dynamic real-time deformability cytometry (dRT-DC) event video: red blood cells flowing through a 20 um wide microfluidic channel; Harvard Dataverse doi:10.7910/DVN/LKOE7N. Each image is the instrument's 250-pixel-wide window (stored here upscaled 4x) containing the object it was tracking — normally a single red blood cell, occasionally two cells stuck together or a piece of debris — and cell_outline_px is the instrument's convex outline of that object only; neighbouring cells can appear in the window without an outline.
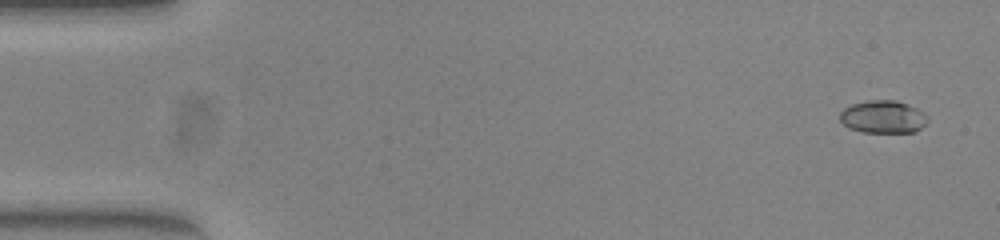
{"species": "common noctule bat (a hibernating species)", "species_latin": "Nyctalus noctula", "temperature_condition": "warm", "stored_images_in_passage": 53, "camera_frame_rate_fps": 3000, "um_per_image_px": 0.085, "animal": {"sex": "female", "body_mass_g": 23.0, "forearm_length_mm": 53.4}, "frame": {"image": 1, "passage_image": 3, "time_ms": 0.667, "image_size_px": [1000, 240], "cell_outline_px": [[928, 120], [916, 132], [864, 132], [848, 128], [840, 120], [840, 112], [844, 108], [852, 104], [868, 100], [896, 100], [908, 104], [924, 112], [928, 116]], "centroid_in_image_um": [75.06, 9.93], "position_along_channel_um": 9.9, "area_um2": 16.76}}
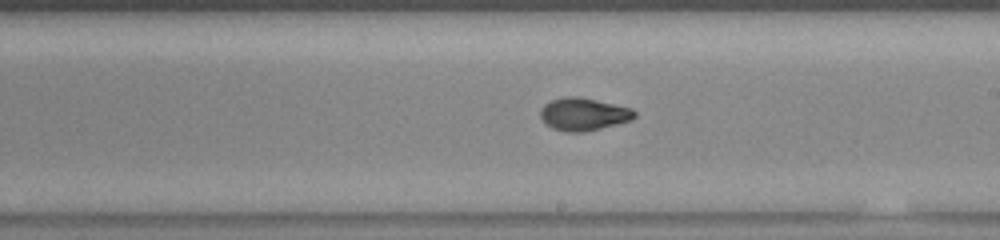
{"frame": {"image": 2, "passage_image": 31, "time_ms": 10.0, "image_size_px": [1000, 240], "cell_outline_px": [[636, 116], [632, 120], [584, 132], [564, 132], [552, 128], [544, 124], [540, 116], [540, 108], [544, 104], [552, 100], [564, 96], [576, 96], [596, 100], [632, 108], [636, 112]], "centroid_in_image_um": [49.57, 9.71], "position_along_channel_um": 239.4, "area_um2": 18.03}}
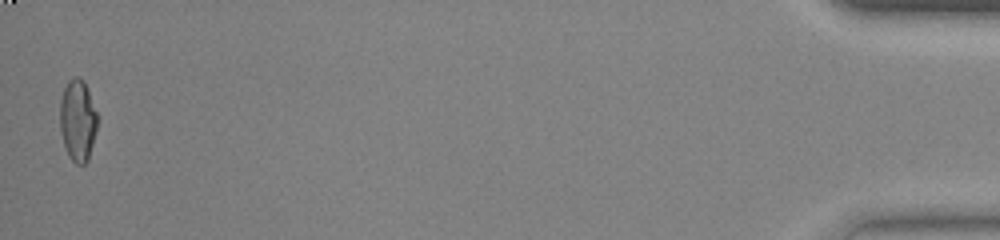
{"frame": {"image": 3, "passage_image": 53, "time_ms": 17.333, "image_size_px": [1000, 240], "cell_outline_px": [[96, 132], [88, 160], [84, 164], [76, 164], [68, 156], [64, 144], [60, 128], [60, 100], [64, 88], [68, 80], [72, 76], [80, 76], [84, 80], [96, 112]], "centroid_in_image_um": [6.59, 10.21], "position_along_channel_um": 428.6, "area_um2": 17.74}, "authors_computed_cell_mechanics": {"area_um2": 17.5134, "velocity_mm_per_s": 3.8998, "shape_relaxation_time_tau1_ms": 5.7383, "shape_relaxation_time_tau2_ms": 1.2508, "deformation_change_tau1": 0.2258, "deformation_change_tau2": 0.0542}}